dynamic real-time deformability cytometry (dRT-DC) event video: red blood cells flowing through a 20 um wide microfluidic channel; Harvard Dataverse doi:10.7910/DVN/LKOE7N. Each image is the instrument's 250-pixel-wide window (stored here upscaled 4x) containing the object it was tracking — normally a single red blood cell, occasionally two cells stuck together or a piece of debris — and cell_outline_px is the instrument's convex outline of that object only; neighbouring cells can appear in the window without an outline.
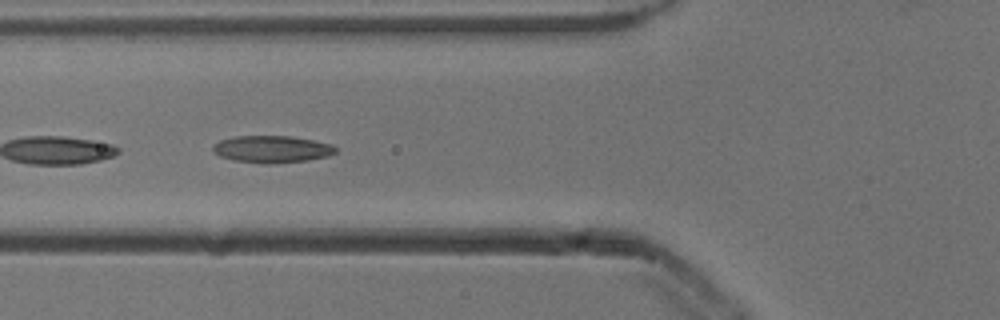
{"species": "common noctule bat (a hibernating species)", "species_latin": "Nyctalus noctula", "temperature_condition": "cold", "stored_images_in_passage": 33, "camera_frame_rate_fps": 3000, "um_per_image_px": 0.085, "animal": {"sex": "male", "body_mass_g": 13.3}, "frame": {"image": 1, "passage_image": 19, "time_ms": 6.0, "image_size_px": [1000, 320], "cell_outline_px": [[336, 152], [328, 156], [308, 160], [272, 164], [264, 164], [236, 160], [220, 156], [212, 152], [212, 148], [220, 140], [236, 136], [292, 136], [332, 144], [336, 148]], "centroid_in_image_um": [23.13, 12.68], "position_along_channel_um": 102.7, "area_um2": 19.31}}